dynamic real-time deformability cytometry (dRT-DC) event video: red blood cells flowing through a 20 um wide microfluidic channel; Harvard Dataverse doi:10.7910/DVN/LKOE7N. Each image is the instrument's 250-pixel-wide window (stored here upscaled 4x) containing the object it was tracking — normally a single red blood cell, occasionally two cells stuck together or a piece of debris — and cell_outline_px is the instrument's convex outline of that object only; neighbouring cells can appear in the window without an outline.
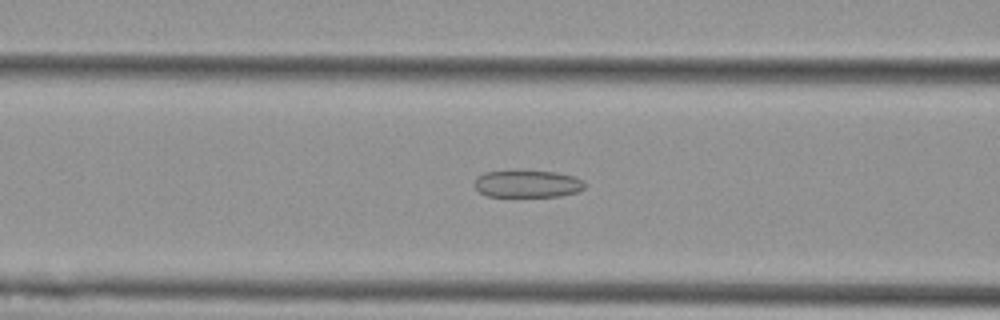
{"species": "Egyptian fruit bat (a non-hibernating species)", "species_latin": "Rousettus aegyptiacus", "temperature_condition": "cold", "stored_images_in_passage": 44, "camera_frame_rate_fps": 3000, "um_per_image_px": 0.085, "animal": {"sex": "female"}, "frame": {"image": 1, "passage_image": 11, "time_ms": 3.333, "image_size_px": [1000, 320], "cell_outline_px": [[588, 184], [584, 188], [576, 192], [560, 196], [488, 196], [480, 192], [476, 188], [476, 176], [484, 172], [516, 168], [556, 172], [572, 176]], "centroid_in_image_um": [44.81, 15.58], "position_along_channel_um": 121.8, "area_um2": 18.03}}
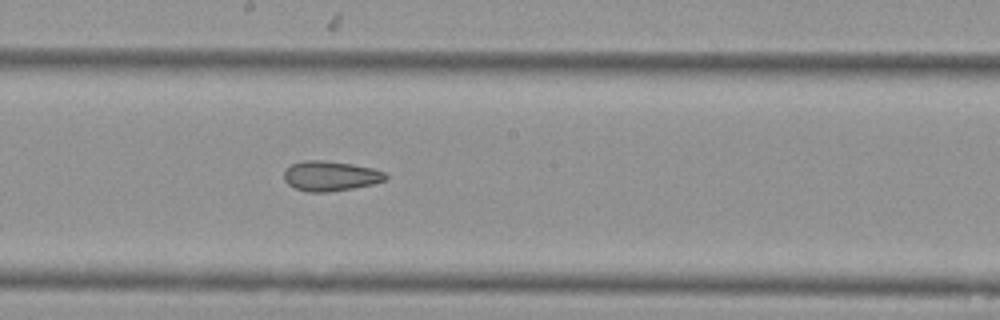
{"frame": {"image": 2, "passage_image": 19, "time_ms": 6.0, "image_size_px": [1000, 320], "cell_outline_px": [[388, 176], [384, 180], [372, 184], [352, 188], [328, 192], [308, 192], [292, 188], [284, 180], [284, 172], [292, 164], [304, 160], [320, 160], [352, 164], [372, 168], [384, 172]], "centroid_in_image_um": [28.05, 14.96], "position_along_channel_um": 220.1, "area_um2": 17.63}}
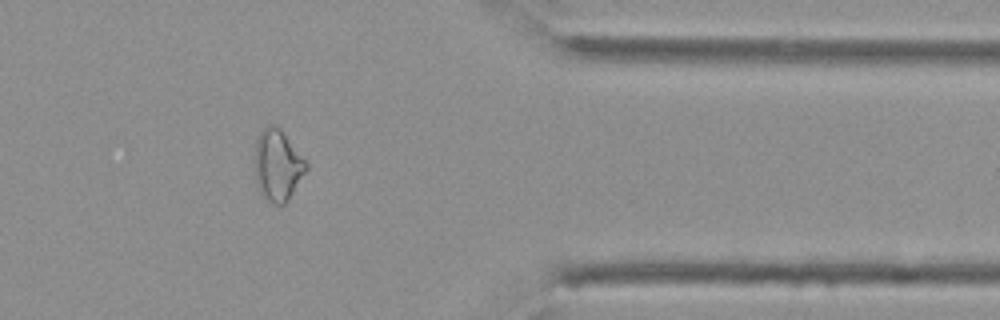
{"frame": {"image": 3, "passage_image": 34, "time_ms": 11.0, "image_size_px": [1000, 320], "cell_outline_px": [[308, 168], [288, 200], [284, 204], [276, 204], [268, 200], [264, 196], [256, 180], [256, 140], [260, 132], [268, 124], [276, 124], [280, 128], [308, 164]], "centroid_in_image_um": [23.62, 14.01], "position_along_channel_um": 387.8, "area_um2": 20.81}, "authors_computed_cell_mechanics": {"area_um2": 19.4208, "velocity_mm_per_s": 3.6973, "shape_relaxation_time_tau1_ms": null, "shape_relaxation_time_tau2_ms": 3.9763, "deformation_change_tau1": null, "deformation_change_tau2": 0.0987}}